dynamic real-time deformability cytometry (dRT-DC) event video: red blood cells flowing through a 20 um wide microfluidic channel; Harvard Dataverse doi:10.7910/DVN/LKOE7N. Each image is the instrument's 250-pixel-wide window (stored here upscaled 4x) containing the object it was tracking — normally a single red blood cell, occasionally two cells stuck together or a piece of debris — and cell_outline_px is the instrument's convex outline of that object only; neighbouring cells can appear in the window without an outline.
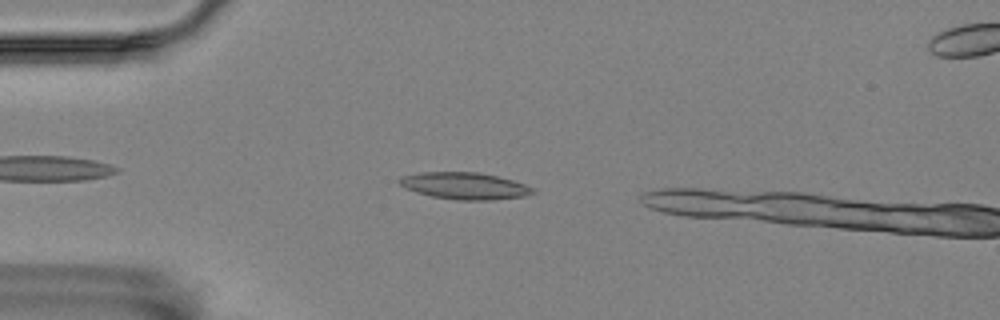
{"species": "Egyptian fruit bat (a non-hibernating species)", "species_latin": "Rousettus aegyptiacus", "temperature_condition": "room temperature", "stored_images_in_passage": 14, "camera_frame_rate_fps": 3000, "um_per_image_px": 0.085, "animal": {"sex": "female"}, "frame": {"image": 1, "passage_image": 7, "time_ms": 2.0, "image_size_px": [1000, 320], "cell_outline_px": [[536, 192], [524, 196], [492, 200], [456, 200], [432, 196], [416, 192], [404, 188], [396, 180], [400, 176], [420, 172], [480, 172], [512, 180], [524, 184], [532, 188]], "centroid_in_image_um": [39.44, 15.79], "position_along_channel_um": 45.6, "area_um2": 20.92}}